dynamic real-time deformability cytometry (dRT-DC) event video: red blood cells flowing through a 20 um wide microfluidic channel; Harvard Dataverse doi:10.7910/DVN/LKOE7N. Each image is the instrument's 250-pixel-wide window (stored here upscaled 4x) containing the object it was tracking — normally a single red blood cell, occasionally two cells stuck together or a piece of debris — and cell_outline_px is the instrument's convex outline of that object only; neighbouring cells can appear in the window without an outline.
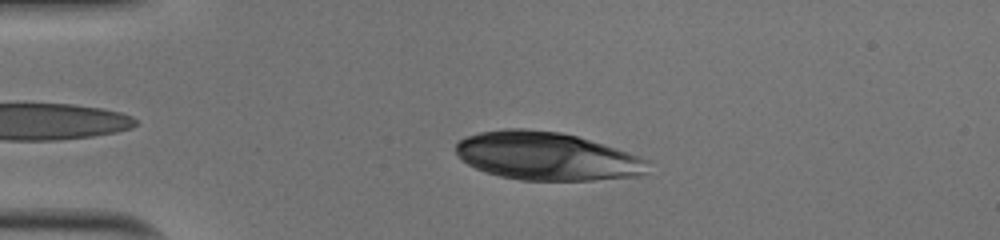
{"species": "human", "species_latin": "Homo sapiens", "temperature_condition": "cold", "stored_images_in_passage": 47, "camera_frame_rate_fps": 3000, "um_per_image_px": 0.085, "donor": {"sex": "male"}, "frame": {"image": 1, "passage_image": 7, "time_ms": 2.0, "image_size_px": [1000, 240], "cell_outline_px": [[648, 160], [644, 172], [636, 176], [592, 180], [520, 180], [500, 176], [484, 172], [460, 160], [456, 152], [456, 144], [460, 140], [468, 136], [480, 132], [504, 128], [524, 128], [560, 132], [576, 136]], "centroid_in_image_um": [46.36, 13.27], "position_along_channel_um": 38.6, "area_um2": 53.18}}
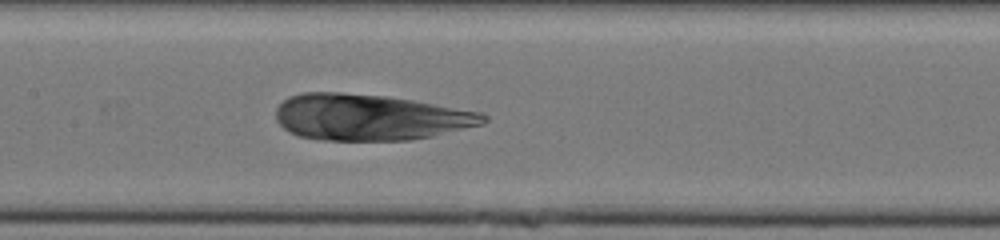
{"frame": {"image": 2, "passage_image": 21, "time_ms": 6.667, "image_size_px": [1000, 240], "cell_outline_px": [[488, 120], [484, 124], [432, 136], [412, 140], [324, 140], [300, 136], [284, 128], [276, 120], [276, 108], [288, 96], [304, 92], [340, 92], [388, 96], [412, 100], [480, 112], [488, 116]], "centroid_in_image_um": [31.44, 9.96], "position_along_channel_um": 176.0, "area_um2": 55.78}}
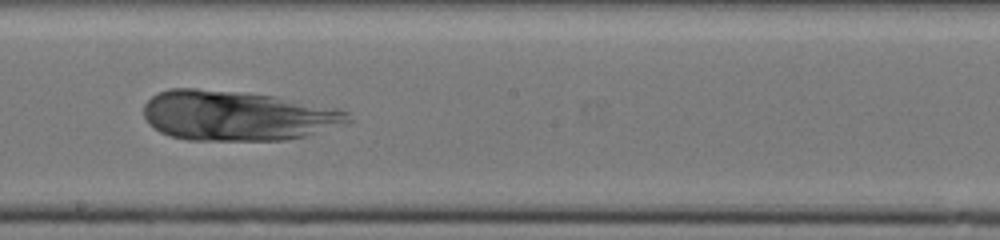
{"frame": {"image": 3, "passage_image": 25, "time_ms": 8.0, "image_size_px": [1000, 240], "cell_outline_px": [[352, 120], [348, 124], [308, 136], [284, 140], [188, 140], [172, 136], [160, 132], [144, 116], [144, 104], [152, 96], [168, 88], [196, 88], [244, 92], [276, 96], [340, 108], [348, 112]], "centroid_in_image_um": [20.24, 9.83], "position_along_channel_um": 228.0, "area_um2": 60.0}}